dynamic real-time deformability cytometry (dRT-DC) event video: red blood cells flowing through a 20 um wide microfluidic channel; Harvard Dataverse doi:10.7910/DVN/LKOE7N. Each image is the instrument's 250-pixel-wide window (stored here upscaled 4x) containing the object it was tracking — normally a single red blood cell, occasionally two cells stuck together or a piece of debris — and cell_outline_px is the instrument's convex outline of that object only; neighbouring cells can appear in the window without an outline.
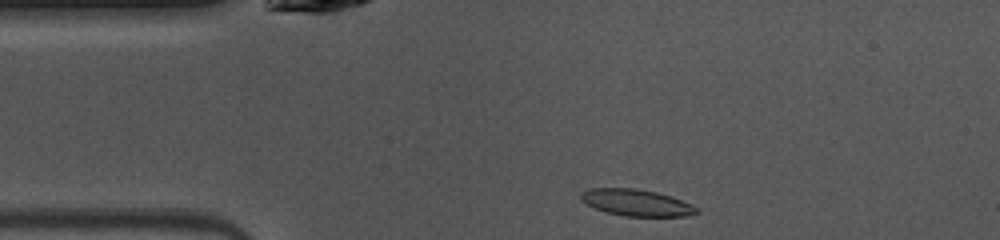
{"species": "common noctule bat (a hibernating species)", "species_latin": "Nyctalus noctula", "temperature_condition": "warm", "stored_images_in_passage": 40, "camera_frame_rate_fps": 3000, "um_per_image_px": 0.085, "animal": {"sex": "female", "body_mass_g": 10.0, "forearm_length_mm": 53.1}, "frame": {"image": 1, "passage_image": 1, "time_ms": 0.0, "image_size_px": [1000, 240], "cell_outline_px": [[700, 212], [692, 216], [624, 216], [604, 212], [580, 200], [580, 192], [588, 188], [636, 188], [656, 192], [672, 196], [692, 204]], "centroid_in_image_um": [54.1, 17.22], "position_along_channel_um": 30.9, "area_um2": 18.15}}
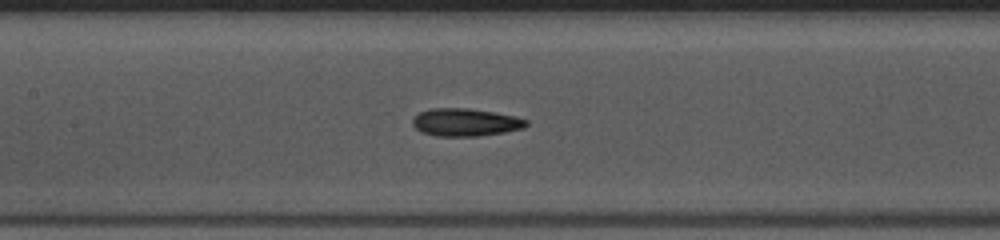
{"frame": {"image": 2, "passage_image": 13, "time_ms": 4.0, "image_size_px": [1000, 240], "cell_outline_px": [[528, 124], [524, 128], [504, 132], [476, 136], [436, 136], [420, 132], [412, 124], [412, 120], [420, 112], [432, 108], [468, 108], [492, 112], [512, 116], [528, 120]], "centroid_in_image_um": [39.54, 10.4], "position_along_channel_um": 167.9, "area_um2": 18.21}}
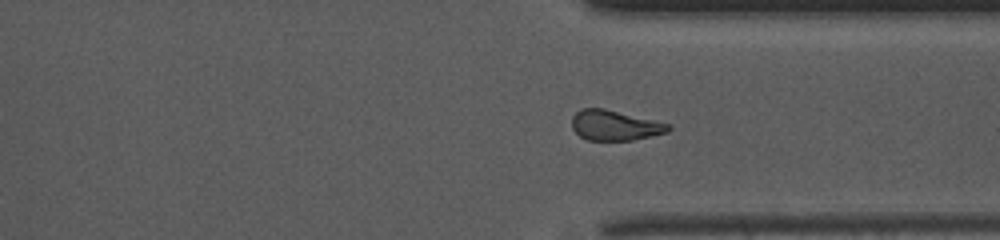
{"frame": {"image": 3, "passage_image": 27, "time_ms": 8.667, "image_size_px": [1000, 240], "cell_outline_px": [[672, 128], [668, 132], [632, 140], [588, 140], [580, 136], [572, 128], [572, 116], [580, 108], [604, 108], [672, 124]], "centroid_in_image_um": [52.27, 10.64], "position_along_channel_um": 359.1, "area_um2": 17.05}, "authors_computed_cell_mechanics": {"area_um2": 17.918, "velocity_mm_per_s": 4.1102, "shape_relaxation_time_tau1_ms": 3.951, "shape_relaxation_time_tau2_ms": 2.8385, "deformation_change_tau1": 0.1316, "deformation_change_tau2": 0.1066}}